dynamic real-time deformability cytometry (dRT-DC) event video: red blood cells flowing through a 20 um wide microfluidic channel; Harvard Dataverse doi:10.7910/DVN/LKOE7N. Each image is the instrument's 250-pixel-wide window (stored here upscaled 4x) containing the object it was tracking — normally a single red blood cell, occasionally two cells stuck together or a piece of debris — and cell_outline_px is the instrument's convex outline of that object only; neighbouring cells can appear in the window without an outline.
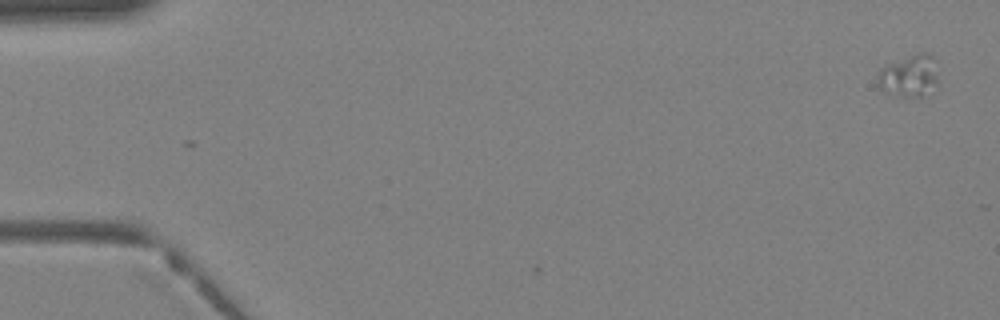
{"species": "Egyptian fruit bat (a non-hibernating species)", "species_latin": "Rousettus aegyptiacus", "temperature_condition": "warm", "stored_images_in_passage": 5, "camera_frame_rate_fps": 3000, "um_per_image_px": 0.085, "animal": {"sex": "female"}, "frame": {"image": 1, "passage_image": 1, "time_ms": 0.0, "image_size_px": [1000, 320], "cell_outline_px": [[936, 84], [924, 96], [900, 96], [884, 92], [876, 84], [876, 76], [880, 68], [888, 64], [916, 52], [928, 52], [932, 56], [936, 80]], "centroid_in_image_um": [77.2, 6.44], "position_along_channel_um": 7.8, "area_um2": 14.74}}